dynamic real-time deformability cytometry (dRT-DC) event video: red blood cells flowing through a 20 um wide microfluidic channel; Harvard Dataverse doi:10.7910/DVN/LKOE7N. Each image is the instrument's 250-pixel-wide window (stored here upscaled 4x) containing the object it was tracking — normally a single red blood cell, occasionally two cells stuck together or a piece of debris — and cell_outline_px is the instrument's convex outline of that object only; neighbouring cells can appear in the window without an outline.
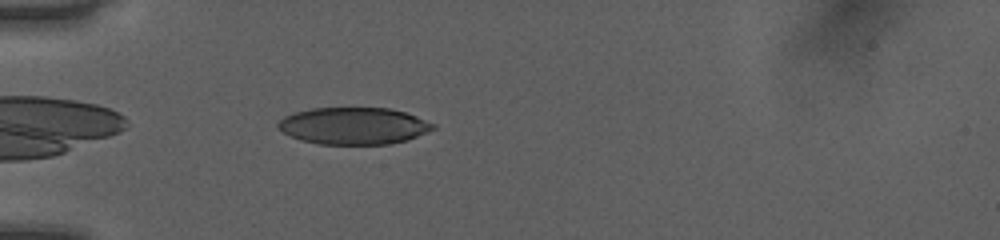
{"species": "human", "species_latin": "Homo sapiens", "temperature_condition": "room temperature", "stored_images_in_passage": 35, "camera_frame_rate_fps": 3000, "um_per_image_px": 0.085, "donor": {"sex": "female"}, "frame": {"image": 1, "passage_image": 3, "time_ms": 0.667, "image_size_px": [1000, 240], "cell_outline_px": [[436, 128], [408, 140], [392, 144], [320, 144], [300, 140], [284, 132], [276, 124], [284, 116], [292, 112], [312, 108], [392, 108], [416, 116], [436, 124]], "centroid_in_image_um": [30.08, 10.69], "position_along_channel_um": 54.9, "area_um2": 33.47}}
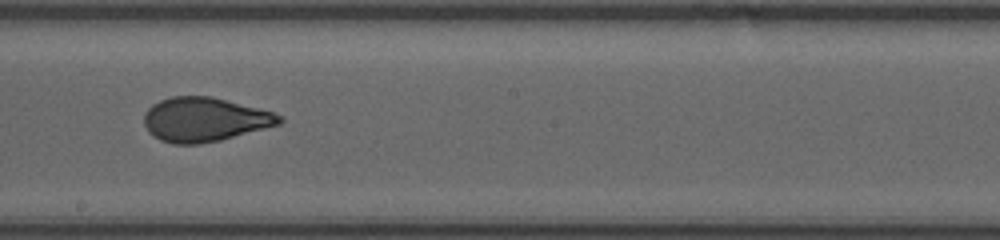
{"frame": {"image": 2, "passage_image": 17, "time_ms": 5.333, "image_size_px": [1000, 240], "cell_outline_px": [[284, 120], [280, 124], [220, 140], [196, 144], [172, 144], [160, 140], [152, 136], [148, 132], [144, 124], [144, 112], [152, 104], [160, 100], [172, 96], [212, 96], [272, 112], [284, 116]], "centroid_in_image_um": [17.35, 10.16], "position_along_channel_um": 230.8, "area_um2": 34.85}}
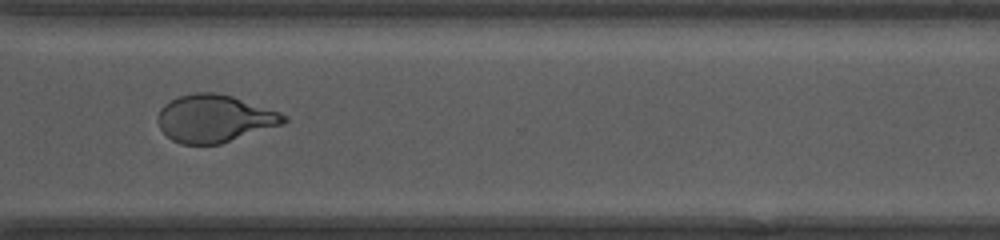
{"frame": {"image": 3, "passage_image": 26, "time_ms": 8.333, "image_size_px": [1000, 240], "cell_outline_px": [[288, 120], [284, 124], [220, 144], [180, 144], [172, 140], [160, 128], [156, 120], [156, 116], [160, 108], [164, 104], [180, 96], [196, 92], [216, 92], [232, 96], [280, 112], [288, 116]], "centroid_in_image_um": [18.23, 10.07], "position_along_channel_um": 352.4, "area_um2": 34.97}, "authors_computed_cell_mechanics": {"area_um2": 34.8534, "velocity_mm_per_s": 4.0678, "shape_relaxation_time_tau1_ms": 6.2117, "shape_relaxation_time_tau2_ms": 0.9061, "deformation_change_tau1": 0.1914, "deformation_change_tau2": 0.0732}}